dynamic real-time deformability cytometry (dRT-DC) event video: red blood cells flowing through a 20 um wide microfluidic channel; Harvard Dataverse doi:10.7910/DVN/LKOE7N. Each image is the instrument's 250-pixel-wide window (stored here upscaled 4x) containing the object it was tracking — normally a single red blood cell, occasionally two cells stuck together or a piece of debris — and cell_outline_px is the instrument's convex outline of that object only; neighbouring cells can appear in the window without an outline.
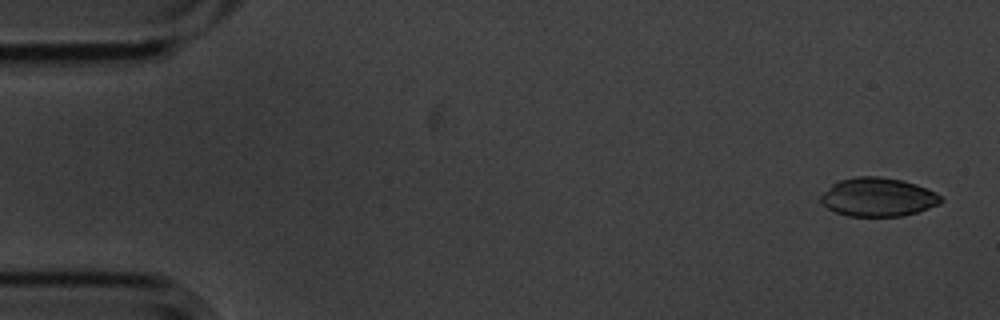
{"species": "common noctule bat (a hibernating species)", "species_latin": "Nyctalus noctula", "temperature_condition": "cold", "stored_images_in_passage": 5, "camera_frame_rate_fps": 3000, "um_per_image_px": 0.085, "animal": {"sex": "male", "body_mass_g": 20.1, "forearm_length_mm": 53.5}, "frame": {"image": 1, "passage_image": 1, "time_ms": 0.0, "image_size_px": [1000, 320], "cell_outline_px": [[944, 200], [940, 204], [916, 212], [900, 216], [848, 216], [836, 212], [820, 204], [820, 196], [832, 184], [840, 180], [856, 176], [880, 176], [900, 180], [916, 184], [936, 192]], "centroid_in_image_um": [74.61, 16.75], "position_along_channel_um": 10.4, "area_um2": 27.05}}
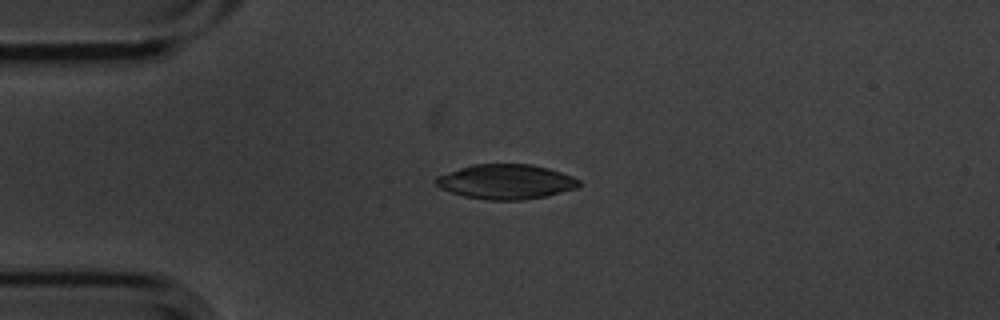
{"frame": {"image": 2, "passage_image": 4, "time_ms": 1.0, "image_size_px": [1000, 320], "cell_outline_px": [[580, 184], [576, 188], [544, 196], [520, 200], [488, 200], [464, 196], [440, 188], [436, 184], [436, 176], [472, 164], [532, 164], [548, 168], [572, 176], [580, 180]], "centroid_in_image_um": [43.0, 15.44], "position_along_channel_um": 42.0, "area_um2": 28.73}}